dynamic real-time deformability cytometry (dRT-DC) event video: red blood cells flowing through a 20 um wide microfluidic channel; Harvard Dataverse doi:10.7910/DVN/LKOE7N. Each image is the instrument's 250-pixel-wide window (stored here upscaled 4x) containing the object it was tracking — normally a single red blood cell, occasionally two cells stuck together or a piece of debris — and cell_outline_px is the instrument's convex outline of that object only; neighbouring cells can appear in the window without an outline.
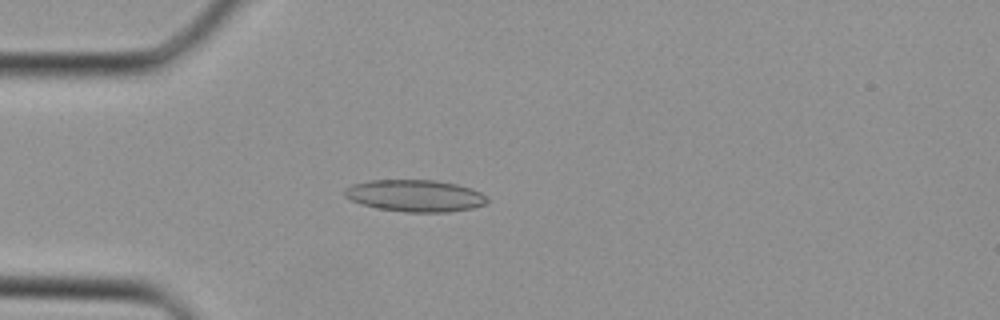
{"species": "Egyptian fruit bat (a non-hibernating species)", "species_latin": "Rousettus aegyptiacus", "temperature_condition": "cold", "stored_images_in_passage": 29, "camera_frame_rate_fps": 3000, "um_per_image_px": 0.085, "animal": {"sex": "female"}, "frame": {"image": 1, "passage_image": 6, "time_ms": 1.667, "image_size_px": [1000, 320], "cell_outline_px": [[488, 204], [472, 208], [448, 212], [404, 212], [376, 208], [352, 200], [344, 196], [344, 188], [352, 184], [368, 180], [436, 180], [456, 184], [472, 188], [480, 192], [488, 200]], "centroid_in_image_um": [35.29, 16.63], "position_along_channel_um": 49.7, "area_um2": 26.59}}
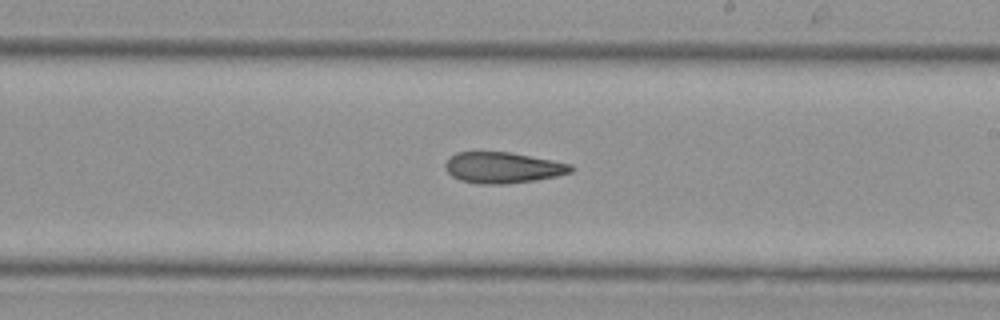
{"frame": {"image": 2, "passage_image": 18, "time_ms": 5.667, "image_size_px": [1000, 320], "cell_outline_px": [[572, 172], [556, 176], [532, 180], [504, 184], [476, 184], [460, 180], [452, 176], [444, 168], [444, 164], [448, 156], [456, 152], [512, 152], [572, 164]], "centroid_in_image_um": [42.68, 14.24], "position_along_channel_um": 246.3, "area_um2": 22.77}}
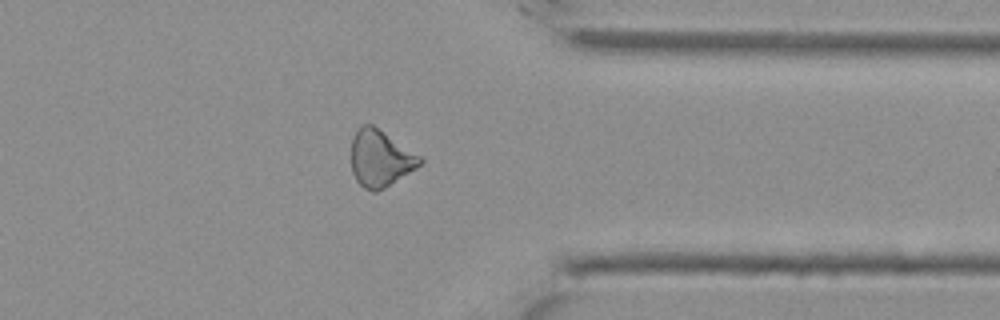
{"frame": {"image": 3, "passage_image": 26, "time_ms": 8.333, "image_size_px": [1000, 320], "cell_outline_px": [[424, 160], [416, 168], [384, 188], [376, 192], [372, 192], [364, 188], [356, 180], [352, 172], [352, 136], [364, 124], [372, 124], [420, 156]], "centroid_in_image_um": [32.31, 13.48], "position_along_channel_um": 379.1, "area_um2": 22.31}}